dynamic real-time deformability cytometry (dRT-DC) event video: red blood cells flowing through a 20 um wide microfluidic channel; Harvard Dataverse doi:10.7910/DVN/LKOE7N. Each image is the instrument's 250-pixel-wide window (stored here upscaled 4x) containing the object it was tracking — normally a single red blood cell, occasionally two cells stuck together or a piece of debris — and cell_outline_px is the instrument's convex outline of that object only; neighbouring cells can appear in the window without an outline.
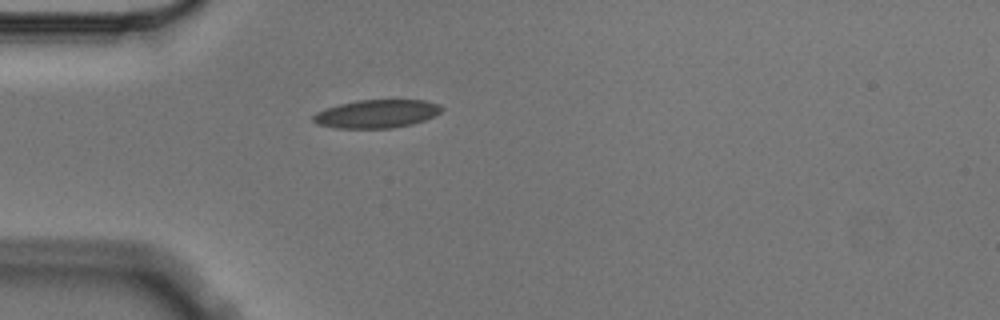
{"species": "Egyptian fruit bat (a non-hibernating species)", "species_latin": "Rousettus aegyptiacus", "temperature_condition": "cold", "stored_images_in_passage": 2, "camera_frame_rate_fps": 3000, "um_per_image_px": 0.085, "animal": {"sex": "male"}, "frame": {"image": 1, "passage_image": 2, "time_ms": 0.333, "image_size_px": [1000, 320], "cell_outline_px": [[444, 108], [440, 112], [424, 120], [412, 124], [392, 128], [336, 128], [316, 124], [312, 120], [312, 116], [316, 112], [324, 108], [340, 104], [360, 100], [424, 100], [440, 104]], "centroid_in_image_um": [31.99, 9.67], "position_along_channel_um": 53.0, "area_um2": 21.15}}